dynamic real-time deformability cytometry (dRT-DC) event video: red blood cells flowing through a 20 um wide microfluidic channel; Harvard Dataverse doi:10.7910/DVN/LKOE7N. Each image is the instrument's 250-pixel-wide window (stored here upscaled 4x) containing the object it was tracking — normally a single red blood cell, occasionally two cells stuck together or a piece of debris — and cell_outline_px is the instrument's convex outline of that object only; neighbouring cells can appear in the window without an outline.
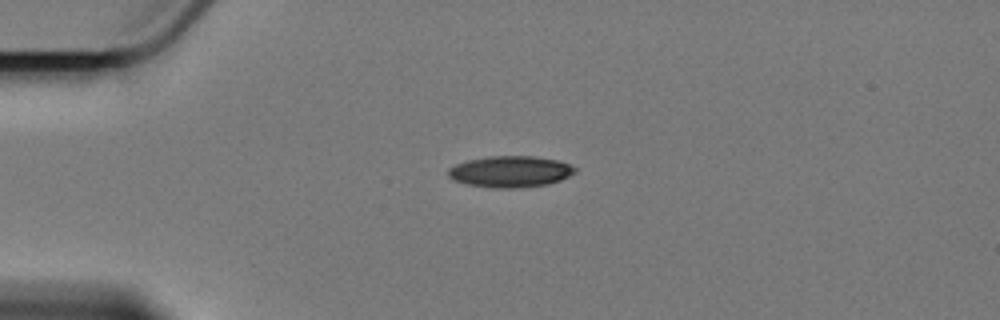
{"species": "Egyptian fruit bat (a non-hibernating species)", "species_latin": "Rousettus aegyptiacus", "temperature_condition": "cold", "stored_images_in_passage": 2, "camera_frame_rate_fps": 3000, "um_per_image_px": 0.085, "animal": {"sex": "female"}, "frame": {"image": 1, "passage_image": 1, "time_ms": 0.0, "image_size_px": [1000, 320], "cell_outline_px": [[576, 172], [560, 180], [548, 184], [520, 188], [492, 188], [468, 184], [452, 180], [448, 176], [448, 168], [456, 164], [468, 160], [488, 156], [532, 156], [556, 160], [568, 164], [576, 168]], "centroid_in_image_um": [43.35, 14.59], "position_along_channel_um": 41.7, "area_um2": 23.12}}